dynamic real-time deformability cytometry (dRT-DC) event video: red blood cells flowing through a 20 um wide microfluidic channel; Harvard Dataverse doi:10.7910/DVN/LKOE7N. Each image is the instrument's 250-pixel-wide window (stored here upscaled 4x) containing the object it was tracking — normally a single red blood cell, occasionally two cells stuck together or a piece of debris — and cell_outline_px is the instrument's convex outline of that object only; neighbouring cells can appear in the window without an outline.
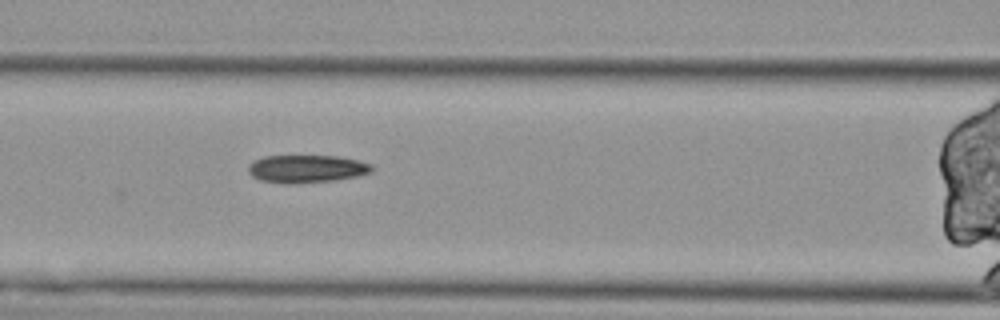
{"species": "Egyptian fruit bat (a non-hibernating species)", "species_latin": "Rousettus aegyptiacus", "temperature_condition": "cold", "stored_images_in_passage": 38, "segment_of_instrument_passage": [1, 2], "camera_frame_rate_fps": 3000, "um_per_image_px": 0.085, "animal": {"sex": "female"}, "frame": {"image": 1, "passage_image": 8, "time_ms": 2.333, "image_size_px": [1000, 320], "cell_outline_px": [[372, 172], [356, 176], [332, 180], [292, 184], [284, 184], [260, 180], [252, 176], [248, 172], [248, 164], [264, 156], [336, 156], [356, 160], [372, 164]], "centroid_in_image_um": [26.02, 14.35], "position_along_channel_um": 140.6, "area_um2": 19.88}}
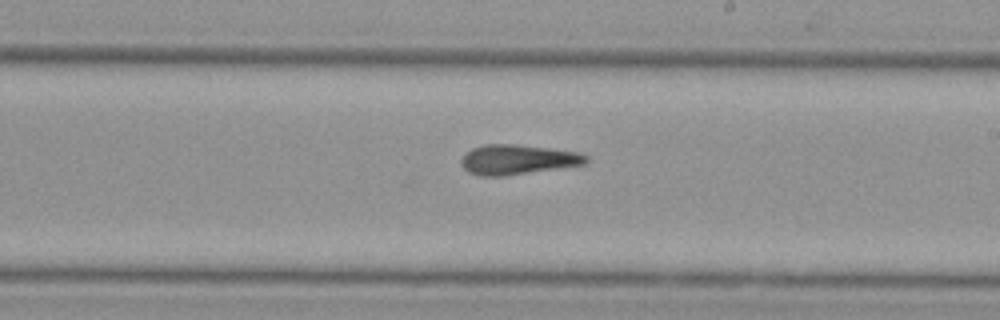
{"frame": {"image": 2, "passage_image": 17, "time_ms": 5.333, "image_size_px": [1000, 320], "cell_outline_px": [[588, 160], [584, 164], [504, 176], [480, 176], [468, 172], [460, 164], [460, 160], [472, 148], [484, 144], [516, 144], [580, 152], [588, 156]], "centroid_in_image_um": [43.98, 13.56], "position_along_channel_um": 245.0, "area_um2": 21.62}}
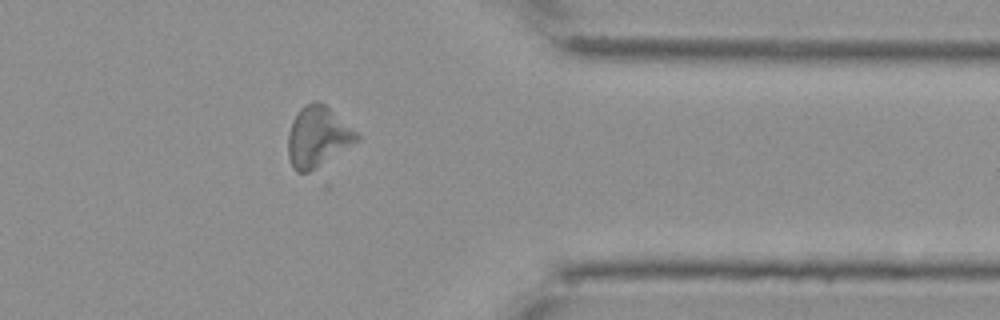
{"frame": {"image": 3, "passage_image": 30, "time_ms": 9.667, "image_size_px": [1000, 320], "cell_outline_px": [[360, 140], [308, 172], [296, 172], [292, 168], [288, 156], [288, 132], [300, 108], [312, 100], [320, 100], [356, 132], [360, 136]], "centroid_in_image_um": [26.98, 11.62], "position_along_channel_um": 384.4, "area_um2": 23.87}}